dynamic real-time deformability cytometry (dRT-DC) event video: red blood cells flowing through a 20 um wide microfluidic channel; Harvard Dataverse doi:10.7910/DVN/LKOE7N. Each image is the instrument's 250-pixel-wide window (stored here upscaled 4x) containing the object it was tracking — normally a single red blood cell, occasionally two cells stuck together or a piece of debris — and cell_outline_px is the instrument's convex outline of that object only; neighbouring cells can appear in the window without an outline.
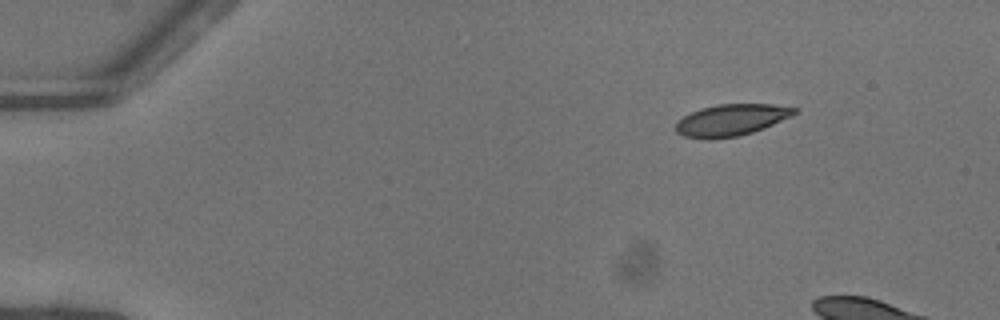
{"species": "common noctule bat (a hibernating species)", "species_latin": "Nyctalus noctula", "temperature_condition": "warm", "stored_images_in_passage": 7, "camera_frame_rate_fps": 3000, "um_per_image_px": 0.085, "animal": {"sex": "female"}, "frame": {"image": 1, "passage_image": 1, "time_ms": 0.0, "image_size_px": [1000, 320], "cell_outline_px": [[800, 108], [792, 116], [764, 128], [752, 132], [736, 136], [684, 136], [676, 132], [676, 120], [700, 108], [716, 104], [772, 104]], "centroid_in_image_um": [62.22, 10.14], "position_along_channel_um": 22.8, "area_um2": 21.21}}